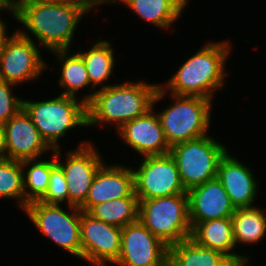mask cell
<instances>
[{"label": "cell", "mask_w": 266, "mask_h": 266, "mask_svg": "<svg viewBox=\"0 0 266 266\" xmlns=\"http://www.w3.org/2000/svg\"><path fill=\"white\" fill-rule=\"evenodd\" d=\"M13 10L15 21L25 29L19 26L16 30L49 52L71 49L80 21L89 15L79 5L63 0H21Z\"/></svg>", "instance_id": "1"}, {"label": "cell", "mask_w": 266, "mask_h": 266, "mask_svg": "<svg viewBox=\"0 0 266 266\" xmlns=\"http://www.w3.org/2000/svg\"><path fill=\"white\" fill-rule=\"evenodd\" d=\"M231 40L205 41L204 45L181 65L165 83L159 86L179 96H196L215 100L216 91L226 86V67L232 53ZM227 69V70H226Z\"/></svg>", "instance_id": "2"}, {"label": "cell", "mask_w": 266, "mask_h": 266, "mask_svg": "<svg viewBox=\"0 0 266 266\" xmlns=\"http://www.w3.org/2000/svg\"><path fill=\"white\" fill-rule=\"evenodd\" d=\"M159 83L145 80L112 84L97 90L87 104V127L114 125L119 130L127 122L152 108Z\"/></svg>", "instance_id": "3"}, {"label": "cell", "mask_w": 266, "mask_h": 266, "mask_svg": "<svg viewBox=\"0 0 266 266\" xmlns=\"http://www.w3.org/2000/svg\"><path fill=\"white\" fill-rule=\"evenodd\" d=\"M166 94L158 86L153 98L152 108L159 117L166 141L170 147L203 137L209 133L214 101L202 97L179 96L168 93L167 96L171 98L172 103L158 111L155 109L156 103L158 105L160 100H164L167 97Z\"/></svg>", "instance_id": "4"}, {"label": "cell", "mask_w": 266, "mask_h": 266, "mask_svg": "<svg viewBox=\"0 0 266 266\" xmlns=\"http://www.w3.org/2000/svg\"><path fill=\"white\" fill-rule=\"evenodd\" d=\"M22 108L52 150L61 148L59 141L71 130L87 128V104L76 97L57 95L42 101L23 98Z\"/></svg>", "instance_id": "5"}, {"label": "cell", "mask_w": 266, "mask_h": 266, "mask_svg": "<svg viewBox=\"0 0 266 266\" xmlns=\"http://www.w3.org/2000/svg\"><path fill=\"white\" fill-rule=\"evenodd\" d=\"M139 220L168 247L190 238L188 194L139 201Z\"/></svg>", "instance_id": "6"}, {"label": "cell", "mask_w": 266, "mask_h": 266, "mask_svg": "<svg viewBox=\"0 0 266 266\" xmlns=\"http://www.w3.org/2000/svg\"><path fill=\"white\" fill-rule=\"evenodd\" d=\"M67 207V210L65 209ZM62 207L34 201L27 204L25 211L38 231L60 249L82 260L80 215L76 206Z\"/></svg>", "instance_id": "7"}, {"label": "cell", "mask_w": 266, "mask_h": 266, "mask_svg": "<svg viewBox=\"0 0 266 266\" xmlns=\"http://www.w3.org/2000/svg\"><path fill=\"white\" fill-rule=\"evenodd\" d=\"M228 148L214 136L203 137L175 144L170 149L183 186L188 191L217 177L218 164Z\"/></svg>", "instance_id": "8"}, {"label": "cell", "mask_w": 266, "mask_h": 266, "mask_svg": "<svg viewBox=\"0 0 266 266\" xmlns=\"http://www.w3.org/2000/svg\"><path fill=\"white\" fill-rule=\"evenodd\" d=\"M80 143L63 156V148L55 149L56 163L62 168L67 181L69 206L80 207L86 200L91 184L99 167L105 162L103 154L94 142L89 140ZM65 158L61 161L60 159Z\"/></svg>", "instance_id": "9"}, {"label": "cell", "mask_w": 266, "mask_h": 266, "mask_svg": "<svg viewBox=\"0 0 266 266\" xmlns=\"http://www.w3.org/2000/svg\"><path fill=\"white\" fill-rule=\"evenodd\" d=\"M14 31L2 47L0 80L20 86L22 83L39 80L50 64L43 59L41 47L23 37L16 29Z\"/></svg>", "instance_id": "10"}, {"label": "cell", "mask_w": 266, "mask_h": 266, "mask_svg": "<svg viewBox=\"0 0 266 266\" xmlns=\"http://www.w3.org/2000/svg\"><path fill=\"white\" fill-rule=\"evenodd\" d=\"M134 193L139 201L187 194L177 164L170 153L144 156L139 166L133 167Z\"/></svg>", "instance_id": "11"}, {"label": "cell", "mask_w": 266, "mask_h": 266, "mask_svg": "<svg viewBox=\"0 0 266 266\" xmlns=\"http://www.w3.org/2000/svg\"><path fill=\"white\" fill-rule=\"evenodd\" d=\"M80 233L82 261L92 266L113 265L120 256L122 228L81 211Z\"/></svg>", "instance_id": "12"}, {"label": "cell", "mask_w": 266, "mask_h": 266, "mask_svg": "<svg viewBox=\"0 0 266 266\" xmlns=\"http://www.w3.org/2000/svg\"><path fill=\"white\" fill-rule=\"evenodd\" d=\"M114 265L168 266V246L138 220L122 228L120 256Z\"/></svg>", "instance_id": "13"}, {"label": "cell", "mask_w": 266, "mask_h": 266, "mask_svg": "<svg viewBox=\"0 0 266 266\" xmlns=\"http://www.w3.org/2000/svg\"><path fill=\"white\" fill-rule=\"evenodd\" d=\"M119 140L134 150L138 155H165L171 147L166 141L163 128L156 111L151 108L116 131Z\"/></svg>", "instance_id": "14"}, {"label": "cell", "mask_w": 266, "mask_h": 266, "mask_svg": "<svg viewBox=\"0 0 266 266\" xmlns=\"http://www.w3.org/2000/svg\"><path fill=\"white\" fill-rule=\"evenodd\" d=\"M232 152L227 151L218 164L217 178L226 190L231 204L236 208L256 206L260 183L256 180L251 166Z\"/></svg>", "instance_id": "15"}, {"label": "cell", "mask_w": 266, "mask_h": 266, "mask_svg": "<svg viewBox=\"0 0 266 266\" xmlns=\"http://www.w3.org/2000/svg\"><path fill=\"white\" fill-rule=\"evenodd\" d=\"M53 151L42 139L26 111L21 108L5 123V157L12 160L42 158Z\"/></svg>", "instance_id": "16"}, {"label": "cell", "mask_w": 266, "mask_h": 266, "mask_svg": "<svg viewBox=\"0 0 266 266\" xmlns=\"http://www.w3.org/2000/svg\"><path fill=\"white\" fill-rule=\"evenodd\" d=\"M105 161L97 170L85 202L79 207L88 212L93 206L123 197H137L134 193V173L126 164Z\"/></svg>", "instance_id": "17"}, {"label": "cell", "mask_w": 266, "mask_h": 266, "mask_svg": "<svg viewBox=\"0 0 266 266\" xmlns=\"http://www.w3.org/2000/svg\"><path fill=\"white\" fill-rule=\"evenodd\" d=\"M187 194L191 229L200 222L232 217L235 212V207L217 177L192 187Z\"/></svg>", "instance_id": "18"}, {"label": "cell", "mask_w": 266, "mask_h": 266, "mask_svg": "<svg viewBox=\"0 0 266 266\" xmlns=\"http://www.w3.org/2000/svg\"><path fill=\"white\" fill-rule=\"evenodd\" d=\"M191 239L198 245L222 252L228 258L244 261L250 266L251 255L238 254L233 236L231 217L207 220L198 223L191 232Z\"/></svg>", "instance_id": "19"}, {"label": "cell", "mask_w": 266, "mask_h": 266, "mask_svg": "<svg viewBox=\"0 0 266 266\" xmlns=\"http://www.w3.org/2000/svg\"><path fill=\"white\" fill-rule=\"evenodd\" d=\"M189 0H111V3L125 5L132 10L142 21L148 22L160 28L162 31H170L173 24L177 23Z\"/></svg>", "instance_id": "20"}, {"label": "cell", "mask_w": 266, "mask_h": 266, "mask_svg": "<svg viewBox=\"0 0 266 266\" xmlns=\"http://www.w3.org/2000/svg\"><path fill=\"white\" fill-rule=\"evenodd\" d=\"M71 49L55 50L51 53L56 57L57 63L61 65L58 77V86L63 89L60 95L78 97L80 91L89 88L91 93L85 94L81 99L88 104L94 97L96 90L91 86L89 76L82 60L77 52H71ZM73 53V54H72ZM79 91V92H78Z\"/></svg>", "instance_id": "21"}, {"label": "cell", "mask_w": 266, "mask_h": 266, "mask_svg": "<svg viewBox=\"0 0 266 266\" xmlns=\"http://www.w3.org/2000/svg\"><path fill=\"white\" fill-rule=\"evenodd\" d=\"M98 39L88 50H80V48L77 50L85 64L90 84L96 91L112 85V83L108 84L107 82L109 79L111 81V76L113 77L115 74L113 72H115V59H117L112 41Z\"/></svg>", "instance_id": "22"}, {"label": "cell", "mask_w": 266, "mask_h": 266, "mask_svg": "<svg viewBox=\"0 0 266 266\" xmlns=\"http://www.w3.org/2000/svg\"><path fill=\"white\" fill-rule=\"evenodd\" d=\"M231 220L236 249L239 245L262 244L266 237V205L236 208Z\"/></svg>", "instance_id": "23"}, {"label": "cell", "mask_w": 266, "mask_h": 266, "mask_svg": "<svg viewBox=\"0 0 266 266\" xmlns=\"http://www.w3.org/2000/svg\"><path fill=\"white\" fill-rule=\"evenodd\" d=\"M228 257L188 238L168 247V266H221Z\"/></svg>", "instance_id": "24"}, {"label": "cell", "mask_w": 266, "mask_h": 266, "mask_svg": "<svg viewBox=\"0 0 266 266\" xmlns=\"http://www.w3.org/2000/svg\"><path fill=\"white\" fill-rule=\"evenodd\" d=\"M52 152L53 158L49 160L38 158L22 161L24 211L28 203L39 201L47 192L51 169L57 164L54 150Z\"/></svg>", "instance_id": "25"}, {"label": "cell", "mask_w": 266, "mask_h": 266, "mask_svg": "<svg viewBox=\"0 0 266 266\" xmlns=\"http://www.w3.org/2000/svg\"><path fill=\"white\" fill-rule=\"evenodd\" d=\"M88 213L105 223L123 228L139 220L138 197H123L93 206Z\"/></svg>", "instance_id": "26"}, {"label": "cell", "mask_w": 266, "mask_h": 266, "mask_svg": "<svg viewBox=\"0 0 266 266\" xmlns=\"http://www.w3.org/2000/svg\"><path fill=\"white\" fill-rule=\"evenodd\" d=\"M15 200L24 212L22 161L0 158V200Z\"/></svg>", "instance_id": "27"}, {"label": "cell", "mask_w": 266, "mask_h": 266, "mask_svg": "<svg viewBox=\"0 0 266 266\" xmlns=\"http://www.w3.org/2000/svg\"><path fill=\"white\" fill-rule=\"evenodd\" d=\"M39 201L47 204L69 205L67 181L62 168L58 164L51 169L49 187Z\"/></svg>", "instance_id": "28"}, {"label": "cell", "mask_w": 266, "mask_h": 266, "mask_svg": "<svg viewBox=\"0 0 266 266\" xmlns=\"http://www.w3.org/2000/svg\"><path fill=\"white\" fill-rule=\"evenodd\" d=\"M16 87L18 86L15 84L0 80V122L2 123H6L22 108L23 97L19 98V95L13 93Z\"/></svg>", "instance_id": "29"}, {"label": "cell", "mask_w": 266, "mask_h": 266, "mask_svg": "<svg viewBox=\"0 0 266 266\" xmlns=\"http://www.w3.org/2000/svg\"><path fill=\"white\" fill-rule=\"evenodd\" d=\"M67 3H72L79 5L83 8L87 13H90L91 10H97L99 6H104L106 4H112L111 0H63Z\"/></svg>", "instance_id": "30"}, {"label": "cell", "mask_w": 266, "mask_h": 266, "mask_svg": "<svg viewBox=\"0 0 266 266\" xmlns=\"http://www.w3.org/2000/svg\"><path fill=\"white\" fill-rule=\"evenodd\" d=\"M5 19H0V54L2 51V47L5 43V40L9 37L10 32H8V24Z\"/></svg>", "instance_id": "31"}, {"label": "cell", "mask_w": 266, "mask_h": 266, "mask_svg": "<svg viewBox=\"0 0 266 266\" xmlns=\"http://www.w3.org/2000/svg\"><path fill=\"white\" fill-rule=\"evenodd\" d=\"M0 158H5V123L0 122Z\"/></svg>", "instance_id": "32"}, {"label": "cell", "mask_w": 266, "mask_h": 266, "mask_svg": "<svg viewBox=\"0 0 266 266\" xmlns=\"http://www.w3.org/2000/svg\"><path fill=\"white\" fill-rule=\"evenodd\" d=\"M7 12L8 14H11L12 17L15 19V13L13 8L5 1V0H0V14ZM2 15H0V19Z\"/></svg>", "instance_id": "33"}, {"label": "cell", "mask_w": 266, "mask_h": 266, "mask_svg": "<svg viewBox=\"0 0 266 266\" xmlns=\"http://www.w3.org/2000/svg\"><path fill=\"white\" fill-rule=\"evenodd\" d=\"M221 266H248L244 261L228 258Z\"/></svg>", "instance_id": "34"}, {"label": "cell", "mask_w": 266, "mask_h": 266, "mask_svg": "<svg viewBox=\"0 0 266 266\" xmlns=\"http://www.w3.org/2000/svg\"><path fill=\"white\" fill-rule=\"evenodd\" d=\"M12 8H14L21 0H5Z\"/></svg>", "instance_id": "35"}]
</instances>
